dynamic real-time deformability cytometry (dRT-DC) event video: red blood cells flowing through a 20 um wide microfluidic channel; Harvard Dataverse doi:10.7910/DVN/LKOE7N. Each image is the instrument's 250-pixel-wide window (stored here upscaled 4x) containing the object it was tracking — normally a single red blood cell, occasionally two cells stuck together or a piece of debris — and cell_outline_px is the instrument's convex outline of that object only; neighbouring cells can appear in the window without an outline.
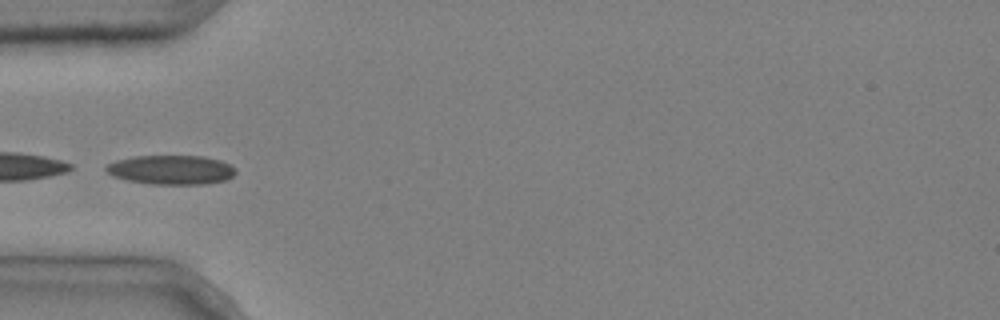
{"species": "common noctule bat (a hibernating species)", "species_latin": "Nyctalus noctula", "temperature_condition": "cold", "stored_images_in_passage": 4, "camera_frame_rate_fps": 3000, "um_per_image_px": 0.085, "animal": {"sex": "male", "body_mass_g": 20.4}, "frame": {"image": 1, "passage_image": 4, "time_ms": 1.0, "image_size_px": [1000, 320], "cell_outline_px": [[236, 172], [228, 180], [204, 184], [152, 184], [128, 180], [112, 176], [104, 168], [108, 164], [116, 160], [132, 156], [204, 156], [220, 160], [236, 168]], "centroid_in_image_um": [14.56, 14.43], "position_along_channel_um": 70.4, "area_um2": 22.14}}